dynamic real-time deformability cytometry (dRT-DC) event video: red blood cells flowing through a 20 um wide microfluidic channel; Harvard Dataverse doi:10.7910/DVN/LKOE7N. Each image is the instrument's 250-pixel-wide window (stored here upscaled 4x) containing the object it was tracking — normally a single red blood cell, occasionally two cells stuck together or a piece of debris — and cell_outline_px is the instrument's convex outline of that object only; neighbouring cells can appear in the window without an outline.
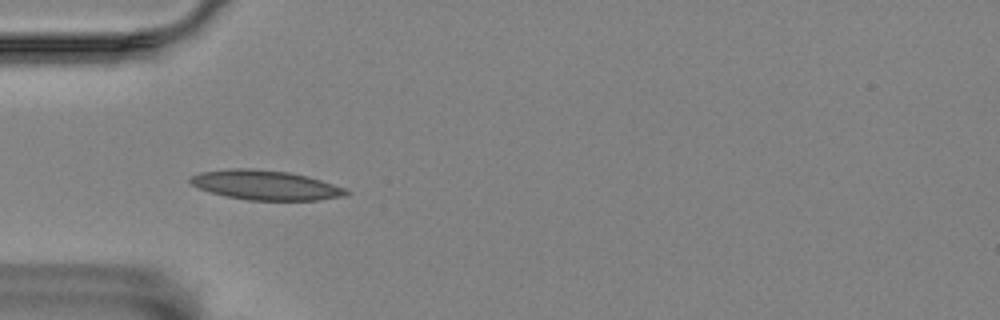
{"species": "Egyptian fruit bat (a non-hibernating species)", "species_latin": "Rousettus aegyptiacus", "temperature_condition": "room temperature", "stored_images_in_passage": 5, "camera_frame_rate_fps": 3000, "um_per_image_px": 0.085, "animal": {"sex": "female"}, "frame": {"image": 1, "passage_image": 4, "time_ms": 3.333, "image_size_px": [1000, 320], "cell_outline_px": [[352, 192], [348, 196], [320, 200], [248, 200], [224, 196], [200, 188], [192, 184], [188, 180], [188, 176], [200, 172], [228, 168], [252, 168], [288, 172], [308, 176], [344, 188]], "centroid_in_image_um": [22.57, 15.73], "position_along_channel_um": 62.4, "area_um2": 27.05}}
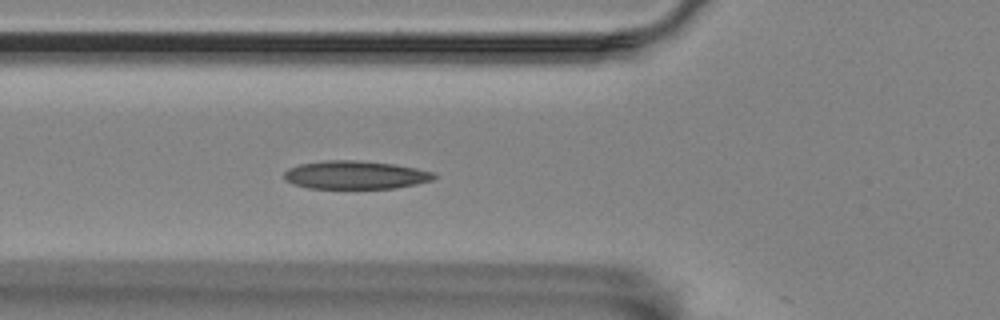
{"frame": {"image": 2, "passage_image": 5, "time_ms": 4.333, "image_size_px": [1000, 320], "cell_outline_px": [[436, 176], [432, 180], [416, 184], [396, 188], [308, 188], [284, 180], [284, 172], [288, 168], [300, 164], [324, 160], [356, 160], [396, 164], [416, 168], [432, 172]], "centroid_in_image_um": [30.19, 14.86], "position_along_channel_um": 95.6, "area_um2": 24.62}}